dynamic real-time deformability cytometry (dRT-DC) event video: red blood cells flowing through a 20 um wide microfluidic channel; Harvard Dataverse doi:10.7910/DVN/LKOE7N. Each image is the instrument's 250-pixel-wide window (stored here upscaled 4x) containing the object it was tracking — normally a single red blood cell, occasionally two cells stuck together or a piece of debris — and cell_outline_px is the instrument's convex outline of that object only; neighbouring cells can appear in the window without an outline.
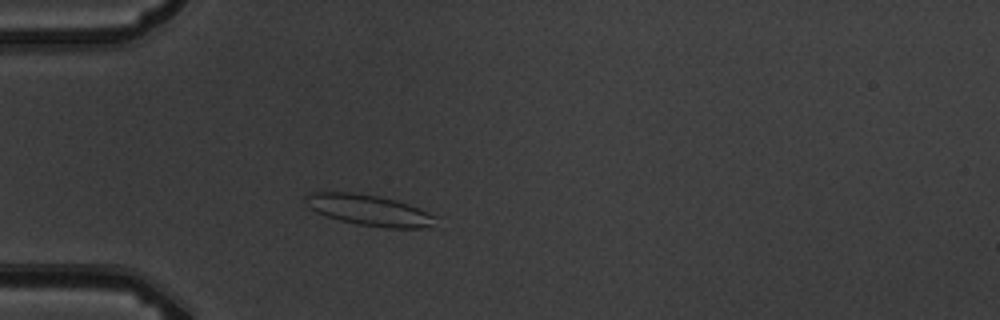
{"species": "common noctule bat (a hibernating species)", "species_latin": "Nyctalus noctula", "temperature_condition": "warm", "stored_images_in_passage": 4, "camera_frame_rate_fps": 3000, "um_per_image_px": 0.085, "animal": {"sex": "male", "body_mass_g": 19.5, "forearm_length_mm": 54.6}, "frame": {"image": 1, "passage_image": 3, "time_ms": 2.333, "image_size_px": [1000, 320], "cell_outline_px": [[436, 228], [388, 228], [356, 224], [340, 220], [316, 212], [304, 200], [304, 196], [308, 192], [352, 192], [376, 196], [396, 200], [408, 204], [428, 212], [436, 216]], "centroid_in_image_um": [31.42, 17.88], "position_along_channel_um": 53.6, "area_um2": 23.47}}